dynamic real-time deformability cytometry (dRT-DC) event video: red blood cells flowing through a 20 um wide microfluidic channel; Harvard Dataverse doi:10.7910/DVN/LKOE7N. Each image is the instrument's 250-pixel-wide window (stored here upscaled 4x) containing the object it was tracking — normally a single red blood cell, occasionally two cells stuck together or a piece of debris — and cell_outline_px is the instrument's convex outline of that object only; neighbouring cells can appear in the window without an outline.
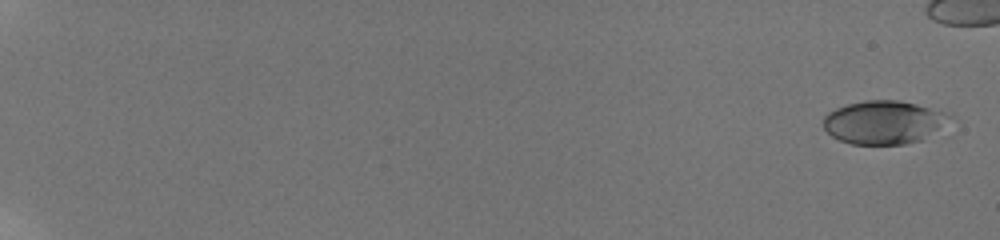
{"species": "human", "species_latin": "Homo sapiens", "temperature_condition": "room temperature", "stored_images_in_passage": 17, "camera_frame_rate_fps": 3000, "um_per_image_px": 0.085, "donor": {"sex": "male"}, "frame": {"image": 1, "passage_image": 1, "time_ms": 0.0, "image_size_px": [1000, 240], "cell_outline_px": [[952, 116], [940, 132], [920, 140], [904, 144], [852, 144], [840, 140], [832, 136], [824, 128], [824, 116], [828, 112], [836, 108], [848, 104], [864, 100], [900, 100], [916, 104], [944, 112]], "centroid_in_image_um": [75.14, 10.4], "position_along_channel_um": 9.9, "area_um2": 31.96}}